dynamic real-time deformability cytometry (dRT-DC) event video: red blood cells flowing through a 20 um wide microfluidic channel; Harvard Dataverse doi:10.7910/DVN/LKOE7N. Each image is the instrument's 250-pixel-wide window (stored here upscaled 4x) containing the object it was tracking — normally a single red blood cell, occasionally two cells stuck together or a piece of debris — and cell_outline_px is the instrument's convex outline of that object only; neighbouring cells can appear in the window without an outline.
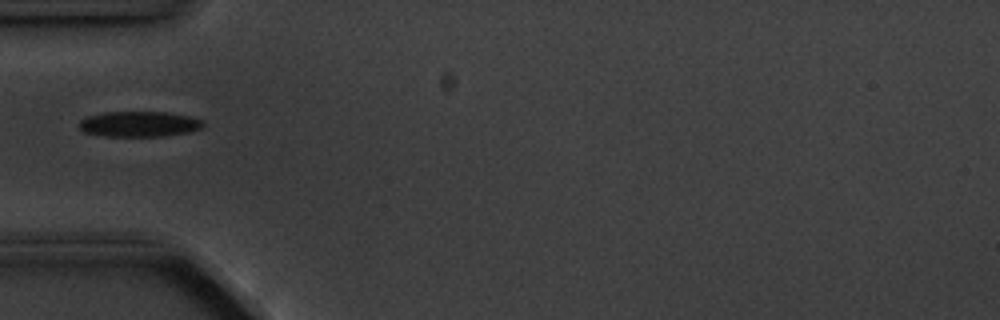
{"species": "common noctule bat (a hibernating species)", "species_latin": "Nyctalus noctula", "temperature_condition": "cold", "stored_images_in_passage": 1, "camera_frame_rate_fps": 3000, "um_per_image_px": 0.085, "animal": {"sex": "male", "body_mass_g": 20.1, "forearm_length_mm": 53.5}, "frame": {"image": 1, "passage_image": 1, "time_ms": 0.0, "image_size_px": [1000, 320], "cell_outline_px": [[204, 124], [200, 128], [188, 132], [164, 136], [104, 136], [84, 132], [80, 128], [80, 120], [88, 116], [104, 112], [168, 112], [188, 116], [204, 120]], "centroid_in_image_um": [11.84, 10.54], "position_along_channel_um": 73.2, "area_um2": 18.32}}